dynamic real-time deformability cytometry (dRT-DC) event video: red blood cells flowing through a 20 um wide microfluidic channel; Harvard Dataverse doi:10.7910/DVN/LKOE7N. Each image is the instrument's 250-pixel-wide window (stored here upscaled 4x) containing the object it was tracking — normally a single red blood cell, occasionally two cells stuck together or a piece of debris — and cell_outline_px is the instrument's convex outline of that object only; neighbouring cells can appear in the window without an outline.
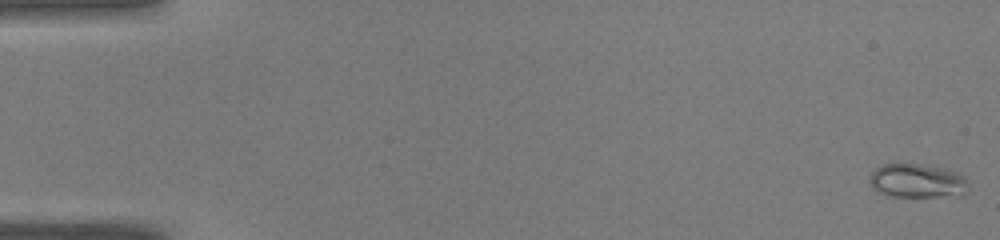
{"species": "common noctule bat (a hibernating species)", "species_latin": "Nyctalus noctula", "temperature_condition": "warm", "stored_images_in_passage": 50, "camera_frame_rate_fps": 3000, "um_per_image_px": 0.085, "animal": {"sex": "male", "body_mass_g": 19.0, "forearm_length_mm": 50.8}, "frame": {"image": 1, "passage_image": 1, "time_ms": 0.0, "image_size_px": [1000, 240], "cell_outline_px": [[968, 188], [960, 192], [936, 196], [892, 196], [880, 192], [872, 188], [868, 180], [872, 172], [876, 168], [884, 164], [924, 164], [944, 168], [956, 172], [964, 176], [968, 180]], "centroid_in_image_um": [77.91, 15.34], "position_along_channel_um": 7.1, "area_um2": 19.13}}
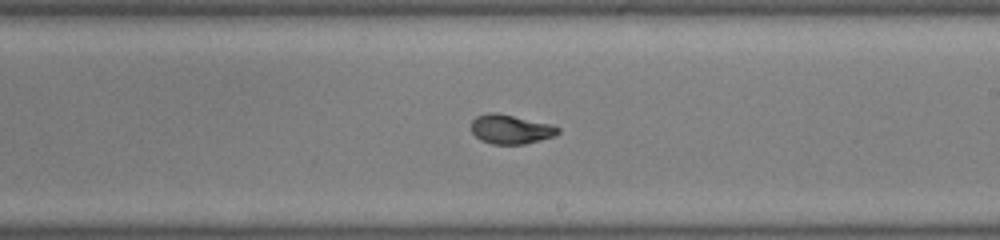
{"frame": {"image": 2, "passage_image": 30, "time_ms": 9.667, "image_size_px": [1000, 240], "cell_outline_px": [[560, 132], [556, 136], [524, 144], [492, 144], [480, 140], [472, 132], [472, 120], [476, 116], [488, 112], [496, 112], [552, 124], [560, 128]], "centroid_in_image_um": [43.43, 10.98], "position_along_channel_um": 245.6, "area_um2": 14.91}}
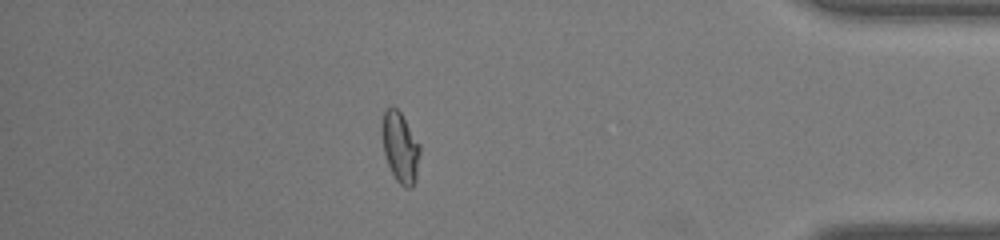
{"frame": {"image": 3, "passage_image": 44, "time_ms": 14.333, "image_size_px": [1000, 240], "cell_outline_px": [[420, 152], [416, 180], [412, 188], [404, 188], [396, 180], [388, 164], [384, 152], [380, 132], [380, 124], [384, 108], [392, 104], [400, 112], [420, 144]], "centroid_in_image_um": [33.99, 12.48], "position_along_channel_um": 401.2, "area_um2": 16.01}, "authors_computed_cell_mechanics": {"area_um2": 15.5482, "velocity_mm_per_s": 4.0986, "shape_relaxation_time_tau1_ms": 7.7999, "shape_relaxation_time_tau2_ms": 0.7103, "deformation_change_tau1": 0.2728, "deformation_change_tau2": 0.0501}}